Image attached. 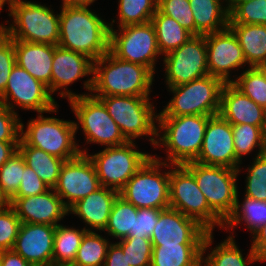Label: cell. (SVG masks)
<instances>
[{"mask_svg": "<svg viewBox=\"0 0 266 266\" xmlns=\"http://www.w3.org/2000/svg\"><path fill=\"white\" fill-rule=\"evenodd\" d=\"M59 42L62 48L86 55L93 61L109 51V23L88 6H60Z\"/></svg>", "mask_w": 266, "mask_h": 266, "instance_id": "cell-1", "label": "cell"}, {"mask_svg": "<svg viewBox=\"0 0 266 266\" xmlns=\"http://www.w3.org/2000/svg\"><path fill=\"white\" fill-rule=\"evenodd\" d=\"M154 76L148 67L121 60L108 51L94 61L91 94L149 97Z\"/></svg>", "mask_w": 266, "mask_h": 266, "instance_id": "cell-2", "label": "cell"}, {"mask_svg": "<svg viewBox=\"0 0 266 266\" xmlns=\"http://www.w3.org/2000/svg\"><path fill=\"white\" fill-rule=\"evenodd\" d=\"M210 117L205 115L157 116L155 149L164 146L167 154L166 163L184 165L197 159Z\"/></svg>", "mask_w": 266, "mask_h": 266, "instance_id": "cell-3", "label": "cell"}, {"mask_svg": "<svg viewBox=\"0 0 266 266\" xmlns=\"http://www.w3.org/2000/svg\"><path fill=\"white\" fill-rule=\"evenodd\" d=\"M10 25L0 24V32H5L13 40L58 45L59 14L46 5L25 0H10Z\"/></svg>", "mask_w": 266, "mask_h": 266, "instance_id": "cell-4", "label": "cell"}, {"mask_svg": "<svg viewBox=\"0 0 266 266\" xmlns=\"http://www.w3.org/2000/svg\"><path fill=\"white\" fill-rule=\"evenodd\" d=\"M21 121L20 138L28 145L59 157L65 161L81 154H88L87 148L81 149L75 140V121L56 117H44L38 113L36 119L28 120L27 127ZM25 129V130H24Z\"/></svg>", "mask_w": 266, "mask_h": 266, "instance_id": "cell-5", "label": "cell"}, {"mask_svg": "<svg viewBox=\"0 0 266 266\" xmlns=\"http://www.w3.org/2000/svg\"><path fill=\"white\" fill-rule=\"evenodd\" d=\"M107 108L127 141L148 137L155 147L157 141V112L150 97L138 96H94ZM156 114V115H155ZM156 121V122H155Z\"/></svg>", "mask_w": 266, "mask_h": 266, "instance_id": "cell-6", "label": "cell"}, {"mask_svg": "<svg viewBox=\"0 0 266 266\" xmlns=\"http://www.w3.org/2000/svg\"><path fill=\"white\" fill-rule=\"evenodd\" d=\"M224 85L225 82L220 78L208 74L188 83L168 87L173 97L157 115H217Z\"/></svg>", "mask_w": 266, "mask_h": 266, "instance_id": "cell-7", "label": "cell"}, {"mask_svg": "<svg viewBox=\"0 0 266 266\" xmlns=\"http://www.w3.org/2000/svg\"><path fill=\"white\" fill-rule=\"evenodd\" d=\"M161 167L168 169L172 165L157 154L151 155L119 191V196L137 209L170 207L169 170L161 172Z\"/></svg>", "mask_w": 266, "mask_h": 266, "instance_id": "cell-8", "label": "cell"}, {"mask_svg": "<svg viewBox=\"0 0 266 266\" xmlns=\"http://www.w3.org/2000/svg\"><path fill=\"white\" fill-rule=\"evenodd\" d=\"M169 202L171 208L194 219L208 232L215 226L224 227V221L209 207L194 175L184 165L169 169Z\"/></svg>", "mask_w": 266, "mask_h": 266, "instance_id": "cell-9", "label": "cell"}, {"mask_svg": "<svg viewBox=\"0 0 266 266\" xmlns=\"http://www.w3.org/2000/svg\"><path fill=\"white\" fill-rule=\"evenodd\" d=\"M184 166L194 175L209 207L225 222L235 209L239 171L195 161Z\"/></svg>", "mask_w": 266, "mask_h": 266, "instance_id": "cell-10", "label": "cell"}, {"mask_svg": "<svg viewBox=\"0 0 266 266\" xmlns=\"http://www.w3.org/2000/svg\"><path fill=\"white\" fill-rule=\"evenodd\" d=\"M114 23L115 19L109 23V51L121 60L148 67L155 74L157 56L162 55L153 24L127 25L116 30Z\"/></svg>", "mask_w": 266, "mask_h": 266, "instance_id": "cell-11", "label": "cell"}, {"mask_svg": "<svg viewBox=\"0 0 266 266\" xmlns=\"http://www.w3.org/2000/svg\"><path fill=\"white\" fill-rule=\"evenodd\" d=\"M69 104L77 119L76 133L80 127L84 132L86 143L113 147L127 142L99 98L92 94L78 96L70 99Z\"/></svg>", "mask_w": 266, "mask_h": 266, "instance_id": "cell-12", "label": "cell"}, {"mask_svg": "<svg viewBox=\"0 0 266 266\" xmlns=\"http://www.w3.org/2000/svg\"><path fill=\"white\" fill-rule=\"evenodd\" d=\"M134 141L87 154L95 166L101 186L120 191L152 155L139 151Z\"/></svg>", "mask_w": 266, "mask_h": 266, "instance_id": "cell-13", "label": "cell"}, {"mask_svg": "<svg viewBox=\"0 0 266 266\" xmlns=\"http://www.w3.org/2000/svg\"><path fill=\"white\" fill-rule=\"evenodd\" d=\"M0 101L13 112L18 106L23 110H32L38 113H57L59 106L48 86L32 77L17 64L10 72L5 91L0 95Z\"/></svg>", "mask_w": 266, "mask_h": 266, "instance_id": "cell-14", "label": "cell"}, {"mask_svg": "<svg viewBox=\"0 0 266 266\" xmlns=\"http://www.w3.org/2000/svg\"><path fill=\"white\" fill-rule=\"evenodd\" d=\"M165 83L174 87L209 74L205 35H194L163 56Z\"/></svg>", "mask_w": 266, "mask_h": 266, "instance_id": "cell-15", "label": "cell"}, {"mask_svg": "<svg viewBox=\"0 0 266 266\" xmlns=\"http://www.w3.org/2000/svg\"><path fill=\"white\" fill-rule=\"evenodd\" d=\"M93 72L94 61L86 55L62 48L59 45L54 46L51 71V95L53 96L55 94L54 92L59 90V95L62 98H67L69 101L78 96L91 94L93 89ZM89 75L92 77L84 81L83 88L90 93L76 94L68 90L67 87L70 84Z\"/></svg>", "mask_w": 266, "mask_h": 266, "instance_id": "cell-16", "label": "cell"}, {"mask_svg": "<svg viewBox=\"0 0 266 266\" xmlns=\"http://www.w3.org/2000/svg\"><path fill=\"white\" fill-rule=\"evenodd\" d=\"M101 187L94 164L87 154L80 153L77 157L65 161L53 189L69 209Z\"/></svg>", "mask_w": 266, "mask_h": 266, "instance_id": "cell-17", "label": "cell"}, {"mask_svg": "<svg viewBox=\"0 0 266 266\" xmlns=\"http://www.w3.org/2000/svg\"><path fill=\"white\" fill-rule=\"evenodd\" d=\"M195 162L225 166L241 172L242 163L236 157L231 124L219 114L208 119L203 145Z\"/></svg>", "mask_w": 266, "mask_h": 266, "instance_id": "cell-18", "label": "cell"}, {"mask_svg": "<svg viewBox=\"0 0 266 266\" xmlns=\"http://www.w3.org/2000/svg\"><path fill=\"white\" fill-rule=\"evenodd\" d=\"M207 46V65L211 76L231 83L230 72L247 65L237 36L228 27L223 31L205 35Z\"/></svg>", "mask_w": 266, "mask_h": 266, "instance_id": "cell-19", "label": "cell"}, {"mask_svg": "<svg viewBox=\"0 0 266 266\" xmlns=\"http://www.w3.org/2000/svg\"><path fill=\"white\" fill-rule=\"evenodd\" d=\"M207 233L197 221L168 207L161 210L150 240L153 245L203 244Z\"/></svg>", "mask_w": 266, "mask_h": 266, "instance_id": "cell-20", "label": "cell"}, {"mask_svg": "<svg viewBox=\"0 0 266 266\" xmlns=\"http://www.w3.org/2000/svg\"><path fill=\"white\" fill-rule=\"evenodd\" d=\"M9 205L22 223L57 226L69 215L68 208L53 188L40 195L13 197Z\"/></svg>", "mask_w": 266, "mask_h": 266, "instance_id": "cell-21", "label": "cell"}, {"mask_svg": "<svg viewBox=\"0 0 266 266\" xmlns=\"http://www.w3.org/2000/svg\"><path fill=\"white\" fill-rule=\"evenodd\" d=\"M56 226L22 223L13 250L32 266H52Z\"/></svg>", "mask_w": 266, "mask_h": 266, "instance_id": "cell-22", "label": "cell"}, {"mask_svg": "<svg viewBox=\"0 0 266 266\" xmlns=\"http://www.w3.org/2000/svg\"><path fill=\"white\" fill-rule=\"evenodd\" d=\"M118 196V191L102 186L73 204L68 212L75 214L80 220L82 219L86 226H89L87 228L84 226L87 231L95 229V231L101 232L108 224L110 212Z\"/></svg>", "mask_w": 266, "mask_h": 266, "instance_id": "cell-23", "label": "cell"}, {"mask_svg": "<svg viewBox=\"0 0 266 266\" xmlns=\"http://www.w3.org/2000/svg\"><path fill=\"white\" fill-rule=\"evenodd\" d=\"M218 114L231 125H263V107L243 94L232 83H225L222 89Z\"/></svg>", "mask_w": 266, "mask_h": 266, "instance_id": "cell-24", "label": "cell"}, {"mask_svg": "<svg viewBox=\"0 0 266 266\" xmlns=\"http://www.w3.org/2000/svg\"><path fill=\"white\" fill-rule=\"evenodd\" d=\"M16 64L41 81L51 93L54 45L14 40Z\"/></svg>", "mask_w": 266, "mask_h": 266, "instance_id": "cell-25", "label": "cell"}, {"mask_svg": "<svg viewBox=\"0 0 266 266\" xmlns=\"http://www.w3.org/2000/svg\"><path fill=\"white\" fill-rule=\"evenodd\" d=\"M224 239L222 243L220 242L216 245L215 248H210L213 243V232H208L204 238L202 244V262L203 266H248L247 264H252L254 262H260V258L254 252L252 247L250 246L249 254H247V258L245 259L241 249H239L238 245L235 242V238L232 234ZM210 248L212 251L208 252L207 256H205V252ZM205 257V258H204Z\"/></svg>", "mask_w": 266, "mask_h": 266, "instance_id": "cell-26", "label": "cell"}, {"mask_svg": "<svg viewBox=\"0 0 266 266\" xmlns=\"http://www.w3.org/2000/svg\"><path fill=\"white\" fill-rule=\"evenodd\" d=\"M226 0H189L195 21V35H207L228 28Z\"/></svg>", "mask_w": 266, "mask_h": 266, "instance_id": "cell-27", "label": "cell"}, {"mask_svg": "<svg viewBox=\"0 0 266 266\" xmlns=\"http://www.w3.org/2000/svg\"><path fill=\"white\" fill-rule=\"evenodd\" d=\"M237 36L248 67H257L266 61V25L229 23Z\"/></svg>", "mask_w": 266, "mask_h": 266, "instance_id": "cell-28", "label": "cell"}, {"mask_svg": "<svg viewBox=\"0 0 266 266\" xmlns=\"http://www.w3.org/2000/svg\"><path fill=\"white\" fill-rule=\"evenodd\" d=\"M18 151L24 157L26 165L50 188H54L65 160L36 147L28 146L21 138L18 144Z\"/></svg>", "mask_w": 266, "mask_h": 266, "instance_id": "cell-29", "label": "cell"}, {"mask_svg": "<svg viewBox=\"0 0 266 266\" xmlns=\"http://www.w3.org/2000/svg\"><path fill=\"white\" fill-rule=\"evenodd\" d=\"M202 244L153 245L151 266H202Z\"/></svg>", "mask_w": 266, "mask_h": 266, "instance_id": "cell-30", "label": "cell"}, {"mask_svg": "<svg viewBox=\"0 0 266 266\" xmlns=\"http://www.w3.org/2000/svg\"><path fill=\"white\" fill-rule=\"evenodd\" d=\"M157 38V46L161 55H166L179 48L194 36L176 20L162 14L158 9L151 19Z\"/></svg>", "mask_w": 266, "mask_h": 266, "instance_id": "cell-31", "label": "cell"}, {"mask_svg": "<svg viewBox=\"0 0 266 266\" xmlns=\"http://www.w3.org/2000/svg\"><path fill=\"white\" fill-rule=\"evenodd\" d=\"M238 193L235 209L224 222L223 229L229 231L241 222H245L246 228L253 234L258 228L266 224V201L254 200L244 196V201L240 203Z\"/></svg>", "mask_w": 266, "mask_h": 266, "instance_id": "cell-32", "label": "cell"}, {"mask_svg": "<svg viewBox=\"0 0 266 266\" xmlns=\"http://www.w3.org/2000/svg\"><path fill=\"white\" fill-rule=\"evenodd\" d=\"M87 230L58 224L55 230L52 266H70Z\"/></svg>", "mask_w": 266, "mask_h": 266, "instance_id": "cell-33", "label": "cell"}, {"mask_svg": "<svg viewBox=\"0 0 266 266\" xmlns=\"http://www.w3.org/2000/svg\"><path fill=\"white\" fill-rule=\"evenodd\" d=\"M109 238L93 231H86L82 237L74 262L70 266H104Z\"/></svg>", "mask_w": 266, "mask_h": 266, "instance_id": "cell-34", "label": "cell"}, {"mask_svg": "<svg viewBox=\"0 0 266 266\" xmlns=\"http://www.w3.org/2000/svg\"><path fill=\"white\" fill-rule=\"evenodd\" d=\"M134 215H137V208L118 196L114 201L104 232L120 240L128 237L130 231H133Z\"/></svg>", "mask_w": 266, "mask_h": 266, "instance_id": "cell-35", "label": "cell"}, {"mask_svg": "<svg viewBox=\"0 0 266 266\" xmlns=\"http://www.w3.org/2000/svg\"><path fill=\"white\" fill-rule=\"evenodd\" d=\"M157 4L158 0H119L117 28L151 22Z\"/></svg>", "mask_w": 266, "mask_h": 266, "instance_id": "cell-36", "label": "cell"}, {"mask_svg": "<svg viewBox=\"0 0 266 266\" xmlns=\"http://www.w3.org/2000/svg\"><path fill=\"white\" fill-rule=\"evenodd\" d=\"M234 149L236 157L242 162V157L259 149L258 154H263L265 150V137L262 126H253L249 124L231 125Z\"/></svg>", "mask_w": 266, "mask_h": 266, "instance_id": "cell-37", "label": "cell"}, {"mask_svg": "<svg viewBox=\"0 0 266 266\" xmlns=\"http://www.w3.org/2000/svg\"><path fill=\"white\" fill-rule=\"evenodd\" d=\"M231 83L256 104L266 106V79L257 67L245 69Z\"/></svg>", "mask_w": 266, "mask_h": 266, "instance_id": "cell-38", "label": "cell"}, {"mask_svg": "<svg viewBox=\"0 0 266 266\" xmlns=\"http://www.w3.org/2000/svg\"><path fill=\"white\" fill-rule=\"evenodd\" d=\"M24 170L25 160L19 151L0 167V189L8 201L16 195Z\"/></svg>", "mask_w": 266, "mask_h": 266, "instance_id": "cell-39", "label": "cell"}, {"mask_svg": "<svg viewBox=\"0 0 266 266\" xmlns=\"http://www.w3.org/2000/svg\"><path fill=\"white\" fill-rule=\"evenodd\" d=\"M245 193L246 197L266 201V154H256L253 163L248 165Z\"/></svg>", "mask_w": 266, "mask_h": 266, "instance_id": "cell-40", "label": "cell"}, {"mask_svg": "<svg viewBox=\"0 0 266 266\" xmlns=\"http://www.w3.org/2000/svg\"><path fill=\"white\" fill-rule=\"evenodd\" d=\"M116 243L130 266H151L153 244L150 238L126 237Z\"/></svg>", "mask_w": 266, "mask_h": 266, "instance_id": "cell-41", "label": "cell"}, {"mask_svg": "<svg viewBox=\"0 0 266 266\" xmlns=\"http://www.w3.org/2000/svg\"><path fill=\"white\" fill-rule=\"evenodd\" d=\"M229 23L266 25V0L238 4L229 13Z\"/></svg>", "mask_w": 266, "mask_h": 266, "instance_id": "cell-42", "label": "cell"}, {"mask_svg": "<svg viewBox=\"0 0 266 266\" xmlns=\"http://www.w3.org/2000/svg\"><path fill=\"white\" fill-rule=\"evenodd\" d=\"M157 9L195 35V21L189 0H158Z\"/></svg>", "mask_w": 266, "mask_h": 266, "instance_id": "cell-43", "label": "cell"}, {"mask_svg": "<svg viewBox=\"0 0 266 266\" xmlns=\"http://www.w3.org/2000/svg\"><path fill=\"white\" fill-rule=\"evenodd\" d=\"M21 224L10 205L0 210V251L13 249Z\"/></svg>", "mask_w": 266, "mask_h": 266, "instance_id": "cell-44", "label": "cell"}, {"mask_svg": "<svg viewBox=\"0 0 266 266\" xmlns=\"http://www.w3.org/2000/svg\"><path fill=\"white\" fill-rule=\"evenodd\" d=\"M15 61L14 40L0 32V95L5 91Z\"/></svg>", "mask_w": 266, "mask_h": 266, "instance_id": "cell-45", "label": "cell"}, {"mask_svg": "<svg viewBox=\"0 0 266 266\" xmlns=\"http://www.w3.org/2000/svg\"><path fill=\"white\" fill-rule=\"evenodd\" d=\"M21 120L17 112L11 111L0 101V141L19 142Z\"/></svg>", "mask_w": 266, "mask_h": 266, "instance_id": "cell-46", "label": "cell"}, {"mask_svg": "<svg viewBox=\"0 0 266 266\" xmlns=\"http://www.w3.org/2000/svg\"><path fill=\"white\" fill-rule=\"evenodd\" d=\"M162 209L141 208L134 215L133 231L128 237L150 238Z\"/></svg>", "mask_w": 266, "mask_h": 266, "instance_id": "cell-47", "label": "cell"}, {"mask_svg": "<svg viewBox=\"0 0 266 266\" xmlns=\"http://www.w3.org/2000/svg\"><path fill=\"white\" fill-rule=\"evenodd\" d=\"M50 187L25 163V170L19 185V189L14 197H30L40 195L49 190Z\"/></svg>", "mask_w": 266, "mask_h": 266, "instance_id": "cell-48", "label": "cell"}, {"mask_svg": "<svg viewBox=\"0 0 266 266\" xmlns=\"http://www.w3.org/2000/svg\"><path fill=\"white\" fill-rule=\"evenodd\" d=\"M104 266H130L122 248L115 242L108 247Z\"/></svg>", "mask_w": 266, "mask_h": 266, "instance_id": "cell-49", "label": "cell"}, {"mask_svg": "<svg viewBox=\"0 0 266 266\" xmlns=\"http://www.w3.org/2000/svg\"><path fill=\"white\" fill-rule=\"evenodd\" d=\"M251 247L261 262L266 261V224L258 228L253 234Z\"/></svg>", "mask_w": 266, "mask_h": 266, "instance_id": "cell-50", "label": "cell"}, {"mask_svg": "<svg viewBox=\"0 0 266 266\" xmlns=\"http://www.w3.org/2000/svg\"><path fill=\"white\" fill-rule=\"evenodd\" d=\"M0 266H32L13 249L0 251Z\"/></svg>", "mask_w": 266, "mask_h": 266, "instance_id": "cell-51", "label": "cell"}, {"mask_svg": "<svg viewBox=\"0 0 266 266\" xmlns=\"http://www.w3.org/2000/svg\"><path fill=\"white\" fill-rule=\"evenodd\" d=\"M18 144L19 142L0 141V167L18 151Z\"/></svg>", "mask_w": 266, "mask_h": 266, "instance_id": "cell-52", "label": "cell"}, {"mask_svg": "<svg viewBox=\"0 0 266 266\" xmlns=\"http://www.w3.org/2000/svg\"><path fill=\"white\" fill-rule=\"evenodd\" d=\"M96 0H62L61 6H88L92 5Z\"/></svg>", "mask_w": 266, "mask_h": 266, "instance_id": "cell-53", "label": "cell"}, {"mask_svg": "<svg viewBox=\"0 0 266 266\" xmlns=\"http://www.w3.org/2000/svg\"><path fill=\"white\" fill-rule=\"evenodd\" d=\"M250 1L254 0H226V3H224V5L227 6L228 13H230L238 4Z\"/></svg>", "mask_w": 266, "mask_h": 266, "instance_id": "cell-54", "label": "cell"}, {"mask_svg": "<svg viewBox=\"0 0 266 266\" xmlns=\"http://www.w3.org/2000/svg\"><path fill=\"white\" fill-rule=\"evenodd\" d=\"M9 205V201L7 198L2 194L1 189H0V210H3Z\"/></svg>", "mask_w": 266, "mask_h": 266, "instance_id": "cell-55", "label": "cell"}, {"mask_svg": "<svg viewBox=\"0 0 266 266\" xmlns=\"http://www.w3.org/2000/svg\"><path fill=\"white\" fill-rule=\"evenodd\" d=\"M263 125H262V130L264 133V137L266 138V106L263 107Z\"/></svg>", "mask_w": 266, "mask_h": 266, "instance_id": "cell-56", "label": "cell"}, {"mask_svg": "<svg viewBox=\"0 0 266 266\" xmlns=\"http://www.w3.org/2000/svg\"><path fill=\"white\" fill-rule=\"evenodd\" d=\"M257 68L261 71V73L263 74V76H264L265 79H266V61L263 62V63H261V64H259V65L257 66Z\"/></svg>", "mask_w": 266, "mask_h": 266, "instance_id": "cell-57", "label": "cell"}, {"mask_svg": "<svg viewBox=\"0 0 266 266\" xmlns=\"http://www.w3.org/2000/svg\"><path fill=\"white\" fill-rule=\"evenodd\" d=\"M5 4H8V8H10V0H0V13Z\"/></svg>", "mask_w": 266, "mask_h": 266, "instance_id": "cell-58", "label": "cell"}, {"mask_svg": "<svg viewBox=\"0 0 266 266\" xmlns=\"http://www.w3.org/2000/svg\"><path fill=\"white\" fill-rule=\"evenodd\" d=\"M264 153L266 154V138H265V150H264Z\"/></svg>", "mask_w": 266, "mask_h": 266, "instance_id": "cell-59", "label": "cell"}]
</instances>
